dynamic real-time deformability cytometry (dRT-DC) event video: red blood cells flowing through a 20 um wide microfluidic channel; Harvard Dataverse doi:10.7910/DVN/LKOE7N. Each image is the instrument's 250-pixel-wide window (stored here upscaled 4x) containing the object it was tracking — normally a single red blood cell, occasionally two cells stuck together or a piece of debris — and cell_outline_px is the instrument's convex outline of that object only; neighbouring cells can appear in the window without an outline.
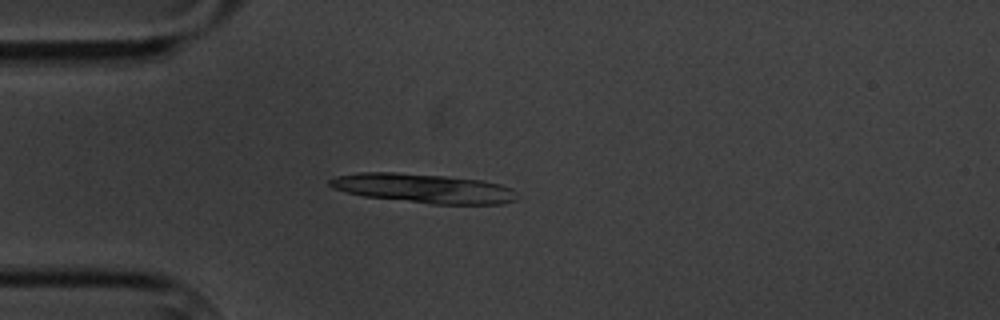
{"species": "common noctule bat (a hibernating species)", "species_latin": "Nyctalus noctula", "temperature_condition": "cold", "stored_images_in_passage": 1, "camera_frame_rate_fps": 3000, "um_per_image_px": 0.085, "animal": {"sex": "male", "body_mass_g": 20.1, "forearm_length_mm": 53.5}, "frame": {"image": 1, "passage_image": 1, "time_ms": 0.0, "image_size_px": [1000, 320], "cell_outline_px": [[516, 200], [500, 204], [432, 204], [364, 196], [332, 188], [328, 184], [328, 180], [336, 176], [360, 172], [396, 172], [444, 176], [484, 180], [500, 184], [512, 188]], "centroid_in_image_um": [35.98, 16.0], "position_along_channel_um": 49.0, "area_um2": 31.85}}